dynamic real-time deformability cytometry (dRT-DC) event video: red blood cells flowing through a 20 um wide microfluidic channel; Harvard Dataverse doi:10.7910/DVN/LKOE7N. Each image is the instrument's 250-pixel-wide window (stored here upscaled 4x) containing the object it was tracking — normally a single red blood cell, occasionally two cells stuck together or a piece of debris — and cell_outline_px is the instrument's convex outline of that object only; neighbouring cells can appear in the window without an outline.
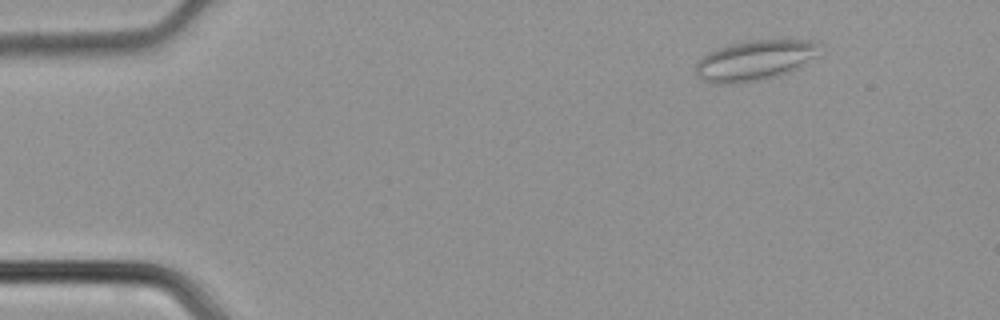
{"species": "common noctule bat (a hibernating species)", "species_latin": "Nyctalus noctula", "temperature_condition": "cold", "stored_images_in_passage": 45, "camera_frame_rate_fps": 3000, "um_per_image_px": 0.085, "animal": {"sex": "male", "body_mass_g": 21.5, "forearm_length_mm": 52.0}, "frame": {"image": 1, "passage_image": 5, "time_ms": 1.333, "image_size_px": [1000, 320], "cell_outline_px": [[820, 44], [816, 56], [800, 68], [776, 76], [756, 80], [728, 84], [716, 84], [700, 80], [696, 72], [696, 64], [700, 56], [716, 48], [728, 44], [748, 40], [808, 40]], "centroid_in_image_um": [64.11, 5.12], "position_along_channel_um": 20.9, "area_um2": 29.13}}
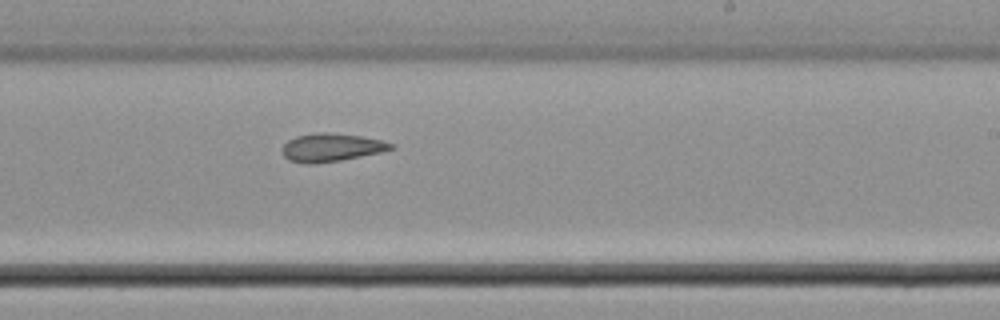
{"frame": {"image": 2, "passage_image": 27, "time_ms": 8.667, "image_size_px": [1000, 320], "cell_outline_px": [[396, 148], [380, 152], [340, 160], [312, 164], [304, 164], [288, 160], [284, 156], [284, 144], [288, 140], [296, 136], [316, 132], [328, 132], [360, 136], [384, 140], [396, 144]], "centroid_in_image_um": [28.2, 12.53], "position_along_channel_um": 260.8, "area_um2": 17.86}}
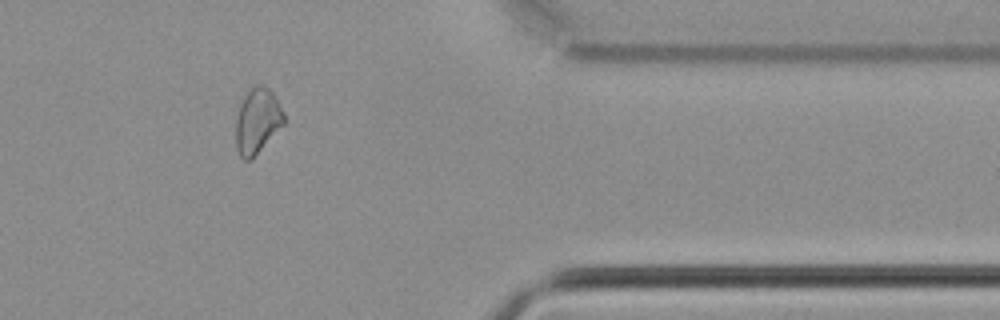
{"frame": {"image": 3, "passage_image": 37, "time_ms": 12.0, "image_size_px": [1000, 320], "cell_outline_px": [[288, 120], [252, 160], [244, 160], [240, 156], [236, 148], [236, 120], [240, 104], [244, 96], [256, 84], [264, 84], [272, 92], [284, 112]], "centroid_in_image_um": [21.9, 10.3], "position_along_channel_um": 389.5, "area_um2": 18.55}}